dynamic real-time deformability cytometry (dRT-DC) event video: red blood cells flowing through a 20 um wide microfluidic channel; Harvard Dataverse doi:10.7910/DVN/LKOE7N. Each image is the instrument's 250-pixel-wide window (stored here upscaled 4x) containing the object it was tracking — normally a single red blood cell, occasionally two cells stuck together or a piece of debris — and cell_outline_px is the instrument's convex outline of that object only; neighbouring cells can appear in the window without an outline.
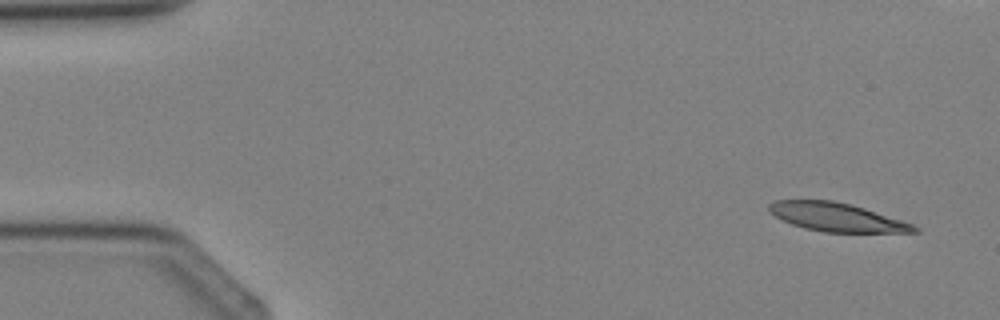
{"species": "Egyptian fruit bat (a non-hibernating species)", "species_latin": "Rousettus aegyptiacus", "temperature_condition": "cold", "stored_images_in_passage": 5, "camera_frame_rate_fps": 3000, "um_per_image_px": 0.085, "animal": {"sex": "female"}, "frame": {"image": 1, "passage_image": 1, "time_ms": 0.0, "image_size_px": [1000, 320], "cell_outline_px": [[920, 232], [824, 232], [804, 228], [792, 224], [768, 212], [768, 204], [776, 200], [832, 200], [852, 204], [912, 224], [920, 228]], "centroid_in_image_um": [71.1, 18.45], "position_along_channel_um": 13.9, "area_um2": 23.93}}
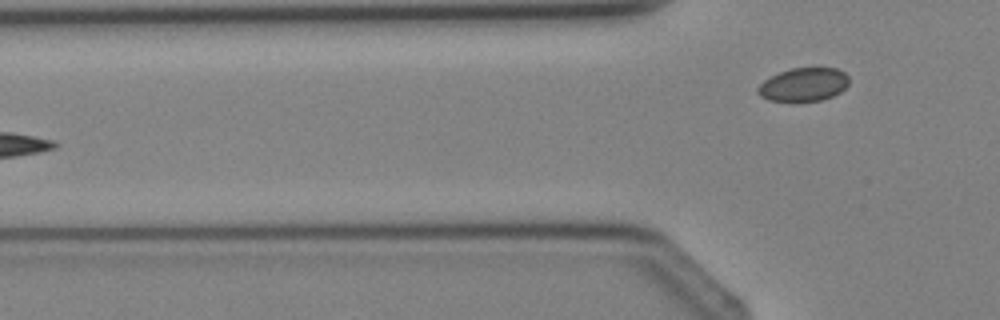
{"frame": {"image": 2, "passage_image": 5, "time_ms": 4.333, "image_size_px": [1000, 320], "cell_outline_px": [[848, 84], [840, 92], [832, 96], [820, 100], [768, 100], [760, 96], [756, 92], [756, 88], [764, 80], [780, 72], [792, 68], [836, 68], [844, 72], [848, 76]], "centroid_in_image_um": [68.29, 7.17], "position_along_channel_um": 57.5, "area_um2": 17.46}}